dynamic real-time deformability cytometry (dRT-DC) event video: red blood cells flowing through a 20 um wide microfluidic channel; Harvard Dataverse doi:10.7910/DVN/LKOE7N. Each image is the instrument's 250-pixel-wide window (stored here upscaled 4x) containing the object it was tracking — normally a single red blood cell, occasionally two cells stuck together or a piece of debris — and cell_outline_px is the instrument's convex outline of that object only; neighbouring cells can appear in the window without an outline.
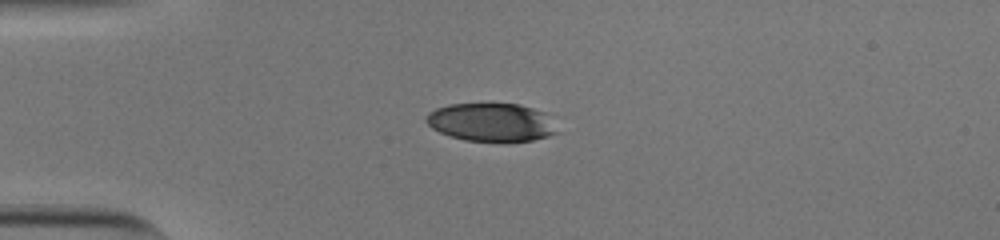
{"species": "human", "species_latin": "Homo sapiens", "temperature_condition": "cold", "stored_images_in_passage": 41, "camera_frame_rate_fps": 3000, "um_per_image_px": 0.085, "donor": {"sex": "male"}, "frame": {"image": 1, "passage_image": 1, "time_ms": 0.0, "image_size_px": [1000, 240], "cell_outline_px": [[560, 132], [548, 136], [532, 140], [504, 144], [464, 140], [448, 136], [432, 128], [424, 120], [428, 112], [436, 108], [448, 104], [520, 104], [544, 112]], "centroid_in_image_um": [41.75, 10.43], "position_along_channel_um": 43.2, "area_um2": 29.88}}
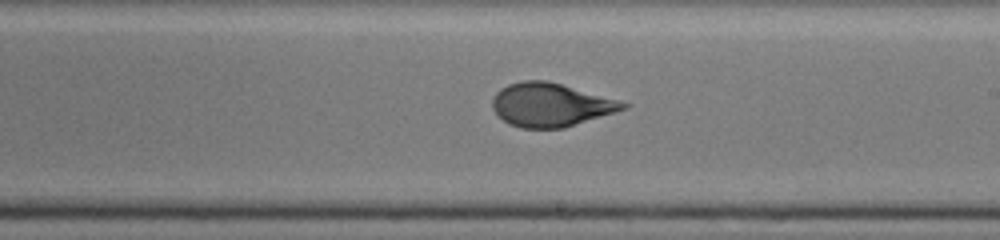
{"frame": {"image": 2, "passage_image": 19, "time_ms": 6.0, "image_size_px": [1000, 240], "cell_outline_px": [[632, 104], [628, 108], [564, 128], [520, 128], [508, 124], [492, 108], [492, 100], [496, 92], [500, 88], [508, 84], [524, 80], [544, 80], [560, 84]], "centroid_in_image_um": [46.79, 8.92], "position_along_channel_um": 242.2, "area_um2": 32.89}}
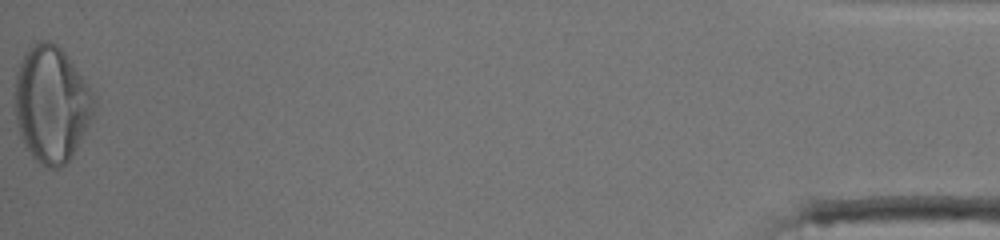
{"frame": {"image": 3, "passage_image": 41, "time_ms": 13.333, "image_size_px": [1000, 240], "cell_outline_px": [[96, 100], [92, 112], [72, 156], [64, 164], [56, 168], [48, 168], [36, 160], [32, 156], [24, 144], [20, 136], [16, 120], [16, 76], [24, 52], [28, 48], [40, 40], [48, 40], [56, 44], [64, 52], [96, 96]], "centroid_in_image_um": [4.36, 8.83], "position_along_channel_um": 430.8, "area_um2": 52.6}, "authors_computed_cell_mechanics": {"area_um2": 32.8882, "velocity_mm_per_s": 3.8177, "shape_relaxation_time_tau1_ms": 5.3348, "shape_relaxation_time_tau2_ms": 0.7869, "deformation_change_tau1": 0.2061, "deformation_change_tau2": 0.0689}}